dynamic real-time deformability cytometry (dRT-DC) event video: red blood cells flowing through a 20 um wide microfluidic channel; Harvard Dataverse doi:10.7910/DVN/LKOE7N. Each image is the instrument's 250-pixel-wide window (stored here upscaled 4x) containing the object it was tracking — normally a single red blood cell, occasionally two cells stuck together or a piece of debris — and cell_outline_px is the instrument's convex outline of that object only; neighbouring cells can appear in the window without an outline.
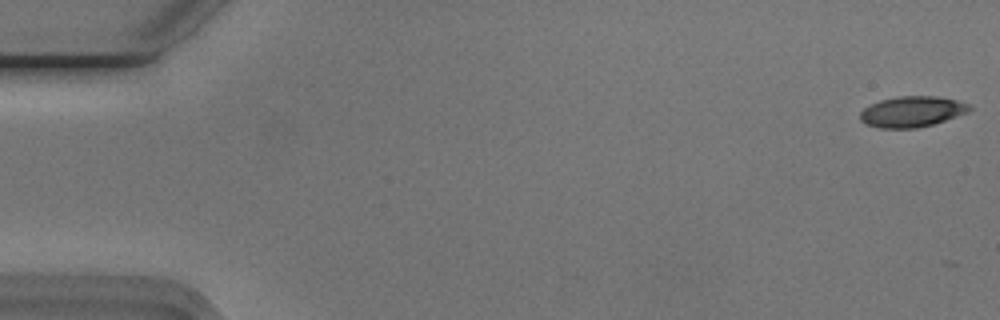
{"species": "Egyptian fruit bat (a non-hibernating species)", "species_latin": "Rousettus aegyptiacus", "temperature_condition": "cold", "stored_images_in_passage": 6, "camera_frame_rate_fps": 3000, "um_per_image_px": 0.085, "animal": {"sex": "male"}, "frame": {"image": 1, "passage_image": 1, "time_ms": 0.0, "image_size_px": [1000, 320], "cell_outline_px": [[972, 108], [968, 112], [932, 124], [916, 128], [880, 128], [864, 124], [860, 120], [860, 112], [864, 108], [880, 100], [900, 96], [936, 96], [956, 100], [972, 104]], "centroid_in_image_um": [77.51, 9.49], "position_along_channel_um": 7.5, "area_um2": 19.54}}